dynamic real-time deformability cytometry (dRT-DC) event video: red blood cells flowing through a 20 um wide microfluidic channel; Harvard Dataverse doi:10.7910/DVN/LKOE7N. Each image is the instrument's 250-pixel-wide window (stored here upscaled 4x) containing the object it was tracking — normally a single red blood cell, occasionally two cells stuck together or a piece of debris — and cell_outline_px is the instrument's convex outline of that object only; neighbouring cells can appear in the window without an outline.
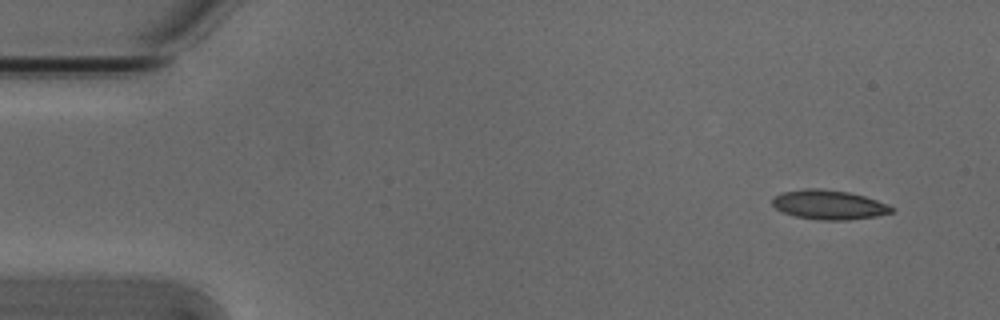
{"species": "Egyptian fruit bat (a non-hibernating species)", "species_latin": "Rousettus aegyptiacus", "temperature_condition": "cold", "stored_images_in_passage": 4, "camera_frame_rate_fps": 3000, "um_per_image_px": 0.085, "animal": {"sex": "male"}, "frame": {"image": 1, "passage_image": 1, "time_ms": 0.0, "image_size_px": [1000, 320], "cell_outline_px": [[896, 208], [892, 212], [876, 216], [848, 220], [820, 220], [796, 216], [784, 212], [776, 208], [772, 204], [772, 196], [780, 192], [804, 188], [820, 188], [848, 192], [864, 196], [888, 204]], "centroid_in_image_um": [70.44, 17.39], "position_along_channel_um": 14.6, "area_um2": 20.52}}
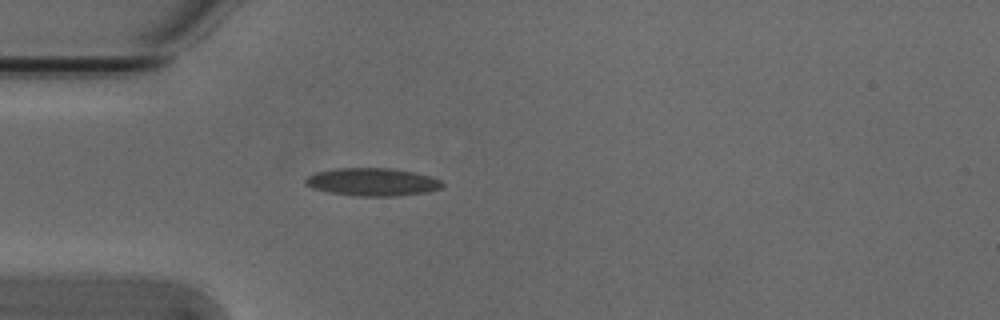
{"frame": {"image": 2, "passage_image": 4, "time_ms": 1.0, "image_size_px": [1000, 320], "cell_outline_px": [[444, 184], [440, 188], [428, 192], [396, 196], [352, 196], [328, 192], [312, 188], [304, 184], [304, 180], [308, 176], [316, 172], [336, 168], [392, 168], [412, 172], [428, 176], [440, 180]], "centroid_in_image_um": [31.61, 15.47], "position_along_channel_um": 53.4, "area_um2": 22.25}}